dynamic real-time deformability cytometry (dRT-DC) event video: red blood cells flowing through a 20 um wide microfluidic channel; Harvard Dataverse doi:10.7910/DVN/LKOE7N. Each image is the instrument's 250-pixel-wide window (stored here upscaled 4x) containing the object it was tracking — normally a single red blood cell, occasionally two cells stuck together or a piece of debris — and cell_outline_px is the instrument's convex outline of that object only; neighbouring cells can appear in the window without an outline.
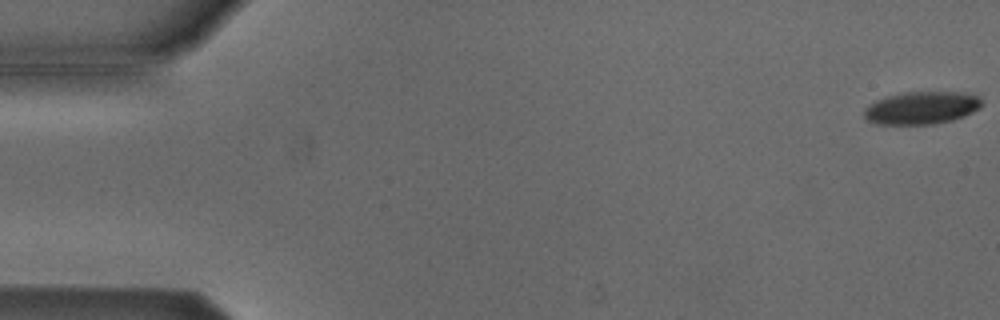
{"species": "Egyptian fruit bat (a non-hibernating species)", "species_latin": "Rousettus aegyptiacus", "temperature_condition": "cold", "stored_images_in_passage": 54, "camera_frame_rate_fps": 3000, "um_per_image_px": 0.085, "animal": {"sex": "male"}, "frame": {"image": 1, "passage_image": 1, "time_ms": 0.0, "image_size_px": [1000, 320], "cell_outline_px": [[984, 104], [980, 108], [964, 116], [952, 120], [932, 124], [880, 124], [868, 120], [864, 116], [864, 108], [868, 104], [884, 96], [904, 92], [968, 92], [980, 96]], "centroid_in_image_um": [78.36, 9.15], "position_along_channel_um": 6.6, "area_um2": 22.66}}
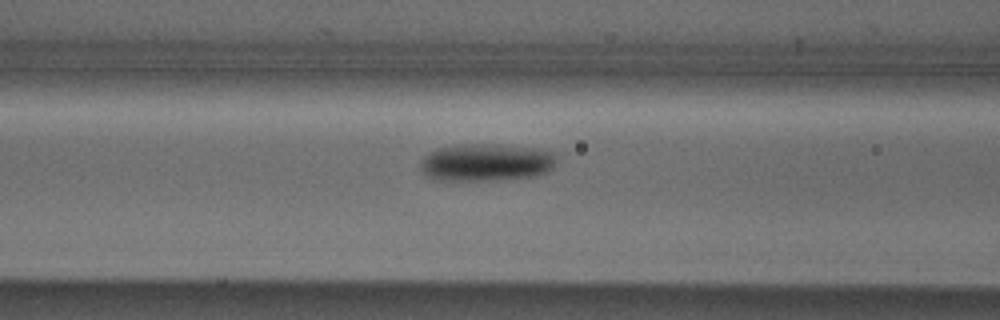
{"frame": {"image": 2, "passage_image": 22, "time_ms": 7.0, "image_size_px": [1000, 320], "cell_outline_px": [[556, 160], [552, 168], [548, 172], [536, 176], [492, 180], [436, 180], [424, 176], [420, 172], [420, 160], [428, 152], [436, 148], [460, 144], [500, 144], [536, 148], [556, 152]], "centroid_in_image_um": [41.29, 13.79], "position_along_channel_um": 125.3, "area_um2": 30.35}}
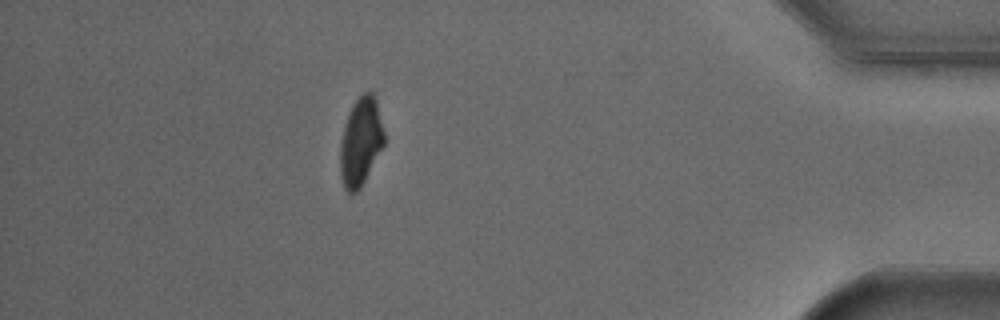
{"frame": {"image": 3, "passage_image": 48, "time_ms": 15.667, "image_size_px": [1000, 320], "cell_outline_px": [[384, 144], [360, 188], [356, 192], [348, 192], [344, 188], [340, 176], [340, 144], [344, 124], [348, 112], [352, 104], [364, 92], [372, 92], [376, 100], [384, 132]], "centroid_in_image_um": [30.64, 12.03], "position_along_channel_um": 404.6, "area_um2": 22.43}, "authors_computed_cell_mechanics": {"area_um2": 25.2875, "velocity_mm_per_s": 3.8009, "shape_relaxation_time_tau1_ms": 3.0594, "shape_relaxation_time_tau2_ms": null, "deformation_change_tau1": 0.1082, "deformation_change_tau2": null}}